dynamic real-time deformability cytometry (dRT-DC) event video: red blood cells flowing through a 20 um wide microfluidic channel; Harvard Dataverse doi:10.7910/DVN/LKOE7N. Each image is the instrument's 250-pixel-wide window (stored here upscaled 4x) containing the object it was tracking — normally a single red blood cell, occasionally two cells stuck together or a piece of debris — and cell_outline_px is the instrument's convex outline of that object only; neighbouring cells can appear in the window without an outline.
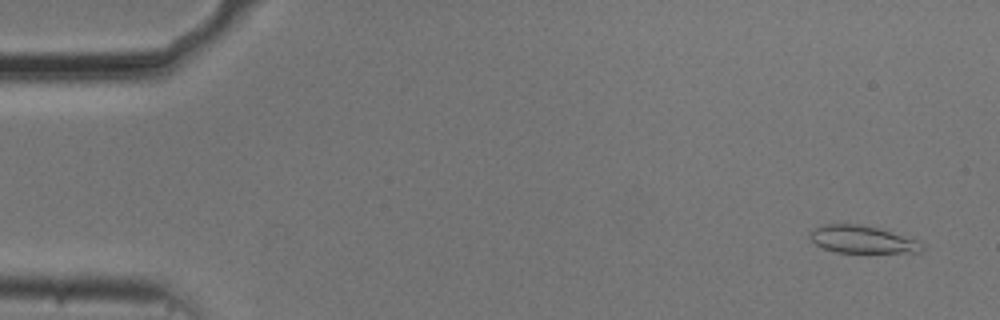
{"species": "common noctule bat (a hibernating species)", "species_latin": "Nyctalus noctula", "temperature_condition": "cold", "stored_images_in_passage": 6, "camera_frame_rate_fps": 3000, "um_per_image_px": 0.085, "animal": {"sex": "male", "body_mass_g": 20.5, "forearm_length_mm": 52.5}, "frame": {"image": 1, "passage_image": 3, "time_ms": 0.667, "image_size_px": [1000, 320], "cell_outline_px": [[924, 252], [836, 252], [824, 248], [816, 244], [808, 236], [808, 232], [812, 228], [824, 224], [860, 224], [880, 228], [920, 240], [924, 244]], "centroid_in_image_um": [73.32, 20.34], "position_along_channel_um": 11.7, "area_um2": 18.21}}